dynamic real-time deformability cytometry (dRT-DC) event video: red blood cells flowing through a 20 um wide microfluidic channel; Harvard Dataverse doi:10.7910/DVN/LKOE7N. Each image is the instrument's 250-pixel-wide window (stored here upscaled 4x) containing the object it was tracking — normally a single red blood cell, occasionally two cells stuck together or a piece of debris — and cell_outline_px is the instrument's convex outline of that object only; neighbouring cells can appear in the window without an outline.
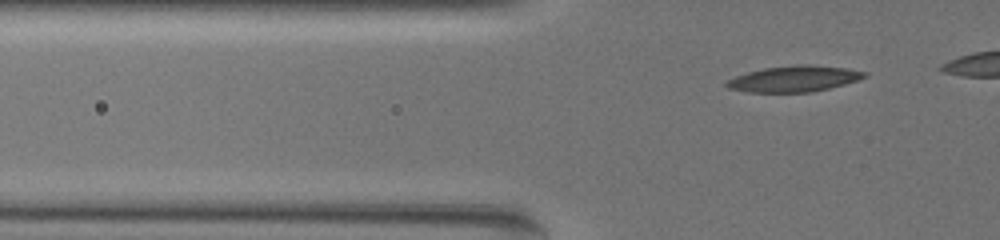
{"species": "common noctule bat (a hibernating species)", "species_latin": "Nyctalus noctula", "temperature_condition": "warm", "stored_images_in_passage": 44, "camera_frame_rate_fps": 3000, "um_per_image_px": 0.085, "animal": {"sex": "female", "body_mass_g": 19.5, "forearm_length_mm": 54.1}, "frame": {"image": 1, "passage_image": 12, "time_ms": 3.667, "image_size_px": [1000, 240], "cell_outline_px": [[868, 76], [844, 84], [812, 92], [748, 92], [728, 88], [724, 84], [728, 80], [736, 76], [748, 72], [764, 68], [800, 64], [808, 64], [844, 68], [868, 72]], "centroid_in_image_um": [67.49, 6.69], "position_along_channel_um": 58.3, "area_um2": 20.69}}
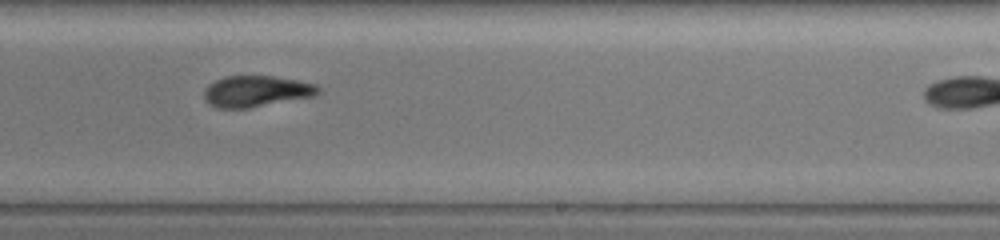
{"frame": {"image": 2, "passage_image": 31, "time_ms": 10.0, "image_size_px": [1000, 240], "cell_outline_px": [[320, 92], [316, 96], [248, 108], [216, 108], [208, 104], [204, 100], [204, 92], [208, 84], [216, 80], [228, 76], [272, 76], [296, 80], [316, 84], [320, 88]], "centroid_in_image_um": [21.78, 7.77], "position_along_channel_um": 267.2, "area_um2": 20.81}}
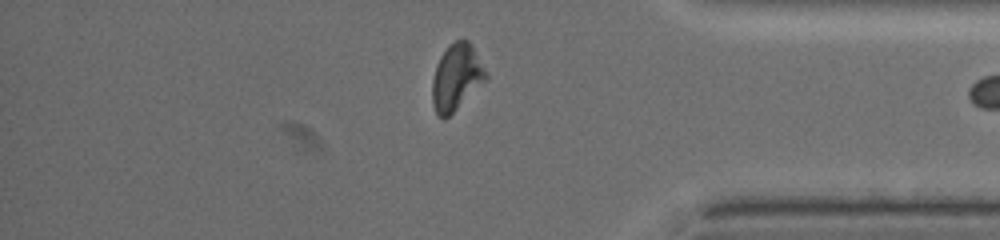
{"frame": {"image": 3, "passage_image": 43, "time_ms": 14.0, "image_size_px": [1000, 240], "cell_outline_px": [[488, 76], [444, 120], [436, 112], [432, 104], [432, 80], [436, 64], [440, 56], [456, 40], [468, 40], [472, 44], [488, 72]], "centroid_in_image_um": [38.78, 6.53], "position_along_channel_um": 396.4, "area_um2": 20.23}}